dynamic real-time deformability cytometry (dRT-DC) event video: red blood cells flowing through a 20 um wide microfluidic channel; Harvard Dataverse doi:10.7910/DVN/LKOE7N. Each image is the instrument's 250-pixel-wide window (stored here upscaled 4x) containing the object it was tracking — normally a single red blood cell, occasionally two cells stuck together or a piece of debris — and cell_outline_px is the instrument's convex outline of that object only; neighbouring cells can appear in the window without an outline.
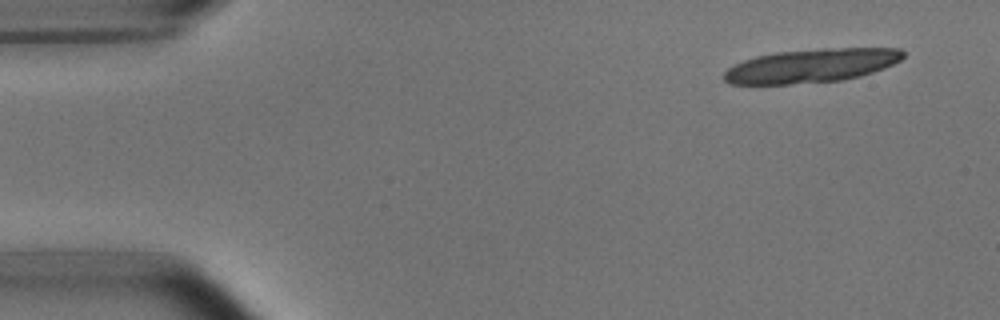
{"species": "common noctule bat (a hibernating species)", "species_latin": "Nyctalus noctula", "temperature_condition": "room temperature", "stored_images_in_passage": 18, "camera_frame_rate_fps": 3000, "um_per_image_px": 0.085, "animal": {"sex": "male", "body_mass_g": 15.6}, "frame": {"image": 1, "passage_image": 4, "time_ms": 1.0, "image_size_px": [1000, 320], "cell_outline_px": [[904, 56], [900, 60], [884, 68], [860, 76], [844, 80], [788, 84], [728, 84], [724, 80], [724, 72], [728, 68], [744, 60], [756, 56], [776, 52], [824, 48], [900, 48], [904, 52]], "centroid_in_image_um": [68.97, 5.58], "position_along_channel_um": 16.0, "area_um2": 35.14}}